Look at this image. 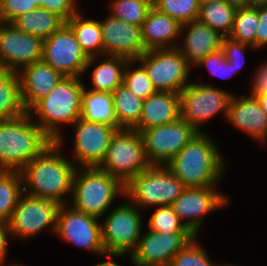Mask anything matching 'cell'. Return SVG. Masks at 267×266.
<instances>
[{
    "label": "cell",
    "mask_w": 267,
    "mask_h": 266,
    "mask_svg": "<svg viewBox=\"0 0 267 266\" xmlns=\"http://www.w3.org/2000/svg\"><path fill=\"white\" fill-rule=\"evenodd\" d=\"M66 21L51 11L38 8L16 18L12 24L23 33L42 40L60 29Z\"/></svg>",
    "instance_id": "26"
},
{
    "label": "cell",
    "mask_w": 267,
    "mask_h": 266,
    "mask_svg": "<svg viewBox=\"0 0 267 266\" xmlns=\"http://www.w3.org/2000/svg\"><path fill=\"white\" fill-rule=\"evenodd\" d=\"M140 235V213L131 202L117 206L101 224L102 243L108 257H120L130 250L134 251Z\"/></svg>",
    "instance_id": "11"
},
{
    "label": "cell",
    "mask_w": 267,
    "mask_h": 266,
    "mask_svg": "<svg viewBox=\"0 0 267 266\" xmlns=\"http://www.w3.org/2000/svg\"><path fill=\"white\" fill-rule=\"evenodd\" d=\"M194 237L192 233H160L149 230L131 252L136 266H169L173 257Z\"/></svg>",
    "instance_id": "16"
},
{
    "label": "cell",
    "mask_w": 267,
    "mask_h": 266,
    "mask_svg": "<svg viewBox=\"0 0 267 266\" xmlns=\"http://www.w3.org/2000/svg\"><path fill=\"white\" fill-rule=\"evenodd\" d=\"M232 7L236 9L252 7V0H226Z\"/></svg>",
    "instance_id": "46"
},
{
    "label": "cell",
    "mask_w": 267,
    "mask_h": 266,
    "mask_svg": "<svg viewBox=\"0 0 267 266\" xmlns=\"http://www.w3.org/2000/svg\"><path fill=\"white\" fill-rule=\"evenodd\" d=\"M236 128L244 130L257 140H265L267 136V114L262 109L256 96L231 97L227 117Z\"/></svg>",
    "instance_id": "21"
},
{
    "label": "cell",
    "mask_w": 267,
    "mask_h": 266,
    "mask_svg": "<svg viewBox=\"0 0 267 266\" xmlns=\"http://www.w3.org/2000/svg\"><path fill=\"white\" fill-rule=\"evenodd\" d=\"M185 189L167 166L150 165L125 185V196L142 206H171Z\"/></svg>",
    "instance_id": "7"
},
{
    "label": "cell",
    "mask_w": 267,
    "mask_h": 266,
    "mask_svg": "<svg viewBox=\"0 0 267 266\" xmlns=\"http://www.w3.org/2000/svg\"><path fill=\"white\" fill-rule=\"evenodd\" d=\"M149 166L141 134L134 129H119L112 136L99 168L126 185Z\"/></svg>",
    "instance_id": "6"
},
{
    "label": "cell",
    "mask_w": 267,
    "mask_h": 266,
    "mask_svg": "<svg viewBox=\"0 0 267 266\" xmlns=\"http://www.w3.org/2000/svg\"><path fill=\"white\" fill-rule=\"evenodd\" d=\"M38 8L33 0H0V22L12 23L19 16Z\"/></svg>",
    "instance_id": "39"
},
{
    "label": "cell",
    "mask_w": 267,
    "mask_h": 266,
    "mask_svg": "<svg viewBox=\"0 0 267 266\" xmlns=\"http://www.w3.org/2000/svg\"><path fill=\"white\" fill-rule=\"evenodd\" d=\"M112 7V17L141 27L153 7V0H115Z\"/></svg>",
    "instance_id": "34"
},
{
    "label": "cell",
    "mask_w": 267,
    "mask_h": 266,
    "mask_svg": "<svg viewBox=\"0 0 267 266\" xmlns=\"http://www.w3.org/2000/svg\"><path fill=\"white\" fill-rule=\"evenodd\" d=\"M153 7L177 20L181 25L198 19V0H153Z\"/></svg>",
    "instance_id": "35"
},
{
    "label": "cell",
    "mask_w": 267,
    "mask_h": 266,
    "mask_svg": "<svg viewBox=\"0 0 267 266\" xmlns=\"http://www.w3.org/2000/svg\"><path fill=\"white\" fill-rule=\"evenodd\" d=\"M181 118L197 132L201 122L212 118L219 111L227 117L232 95L210 85L189 83L180 93Z\"/></svg>",
    "instance_id": "12"
},
{
    "label": "cell",
    "mask_w": 267,
    "mask_h": 266,
    "mask_svg": "<svg viewBox=\"0 0 267 266\" xmlns=\"http://www.w3.org/2000/svg\"><path fill=\"white\" fill-rule=\"evenodd\" d=\"M258 21L255 48H260L267 44V4L258 5Z\"/></svg>",
    "instance_id": "43"
},
{
    "label": "cell",
    "mask_w": 267,
    "mask_h": 266,
    "mask_svg": "<svg viewBox=\"0 0 267 266\" xmlns=\"http://www.w3.org/2000/svg\"><path fill=\"white\" fill-rule=\"evenodd\" d=\"M141 28L144 46L147 51L178 47L170 42L181 33V24L156 8L152 7L150 9Z\"/></svg>",
    "instance_id": "24"
},
{
    "label": "cell",
    "mask_w": 267,
    "mask_h": 266,
    "mask_svg": "<svg viewBox=\"0 0 267 266\" xmlns=\"http://www.w3.org/2000/svg\"><path fill=\"white\" fill-rule=\"evenodd\" d=\"M75 0H44L40 8L56 13L66 22L77 13Z\"/></svg>",
    "instance_id": "42"
},
{
    "label": "cell",
    "mask_w": 267,
    "mask_h": 266,
    "mask_svg": "<svg viewBox=\"0 0 267 266\" xmlns=\"http://www.w3.org/2000/svg\"><path fill=\"white\" fill-rule=\"evenodd\" d=\"M26 112L21 98L19 74L0 69V121L22 116Z\"/></svg>",
    "instance_id": "27"
},
{
    "label": "cell",
    "mask_w": 267,
    "mask_h": 266,
    "mask_svg": "<svg viewBox=\"0 0 267 266\" xmlns=\"http://www.w3.org/2000/svg\"><path fill=\"white\" fill-rule=\"evenodd\" d=\"M97 219L73 207L66 210V204L60 205L55 234L70 243L104 255L106 251L101 238V225Z\"/></svg>",
    "instance_id": "15"
},
{
    "label": "cell",
    "mask_w": 267,
    "mask_h": 266,
    "mask_svg": "<svg viewBox=\"0 0 267 266\" xmlns=\"http://www.w3.org/2000/svg\"><path fill=\"white\" fill-rule=\"evenodd\" d=\"M64 77H77L83 74L95 57H88L82 50L76 35L65 23L60 29L43 40L42 59Z\"/></svg>",
    "instance_id": "8"
},
{
    "label": "cell",
    "mask_w": 267,
    "mask_h": 266,
    "mask_svg": "<svg viewBox=\"0 0 267 266\" xmlns=\"http://www.w3.org/2000/svg\"><path fill=\"white\" fill-rule=\"evenodd\" d=\"M197 133L181 117L172 123L142 130L140 134L148 163L166 166Z\"/></svg>",
    "instance_id": "10"
},
{
    "label": "cell",
    "mask_w": 267,
    "mask_h": 266,
    "mask_svg": "<svg viewBox=\"0 0 267 266\" xmlns=\"http://www.w3.org/2000/svg\"><path fill=\"white\" fill-rule=\"evenodd\" d=\"M59 145L54 142L40 156L34 158L21 170L22 181H26L32 190L30 196L51 198L60 205L63 195L72 193L73 178L76 169L59 152Z\"/></svg>",
    "instance_id": "3"
},
{
    "label": "cell",
    "mask_w": 267,
    "mask_h": 266,
    "mask_svg": "<svg viewBox=\"0 0 267 266\" xmlns=\"http://www.w3.org/2000/svg\"><path fill=\"white\" fill-rule=\"evenodd\" d=\"M187 25L190 27L185 36L184 47L178 46L177 49L190 65H196L207 55L221 49L224 36L220 32L198 20L182 24L181 30Z\"/></svg>",
    "instance_id": "23"
},
{
    "label": "cell",
    "mask_w": 267,
    "mask_h": 266,
    "mask_svg": "<svg viewBox=\"0 0 267 266\" xmlns=\"http://www.w3.org/2000/svg\"><path fill=\"white\" fill-rule=\"evenodd\" d=\"M259 68L256 76H254L253 90H251L253 96L267 92V63Z\"/></svg>",
    "instance_id": "44"
},
{
    "label": "cell",
    "mask_w": 267,
    "mask_h": 266,
    "mask_svg": "<svg viewBox=\"0 0 267 266\" xmlns=\"http://www.w3.org/2000/svg\"><path fill=\"white\" fill-rule=\"evenodd\" d=\"M111 94L119 129H134L139 123L144 100L133 94L124 84Z\"/></svg>",
    "instance_id": "28"
},
{
    "label": "cell",
    "mask_w": 267,
    "mask_h": 266,
    "mask_svg": "<svg viewBox=\"0 0 267 266\" xmlns=\"http://www.w3.org/2000/svg\"><path fill=\"white\" fill-rule=\"evenodd\" d=\"M135 62L144 66L156 91L180 93L189 84L191 66L177 48L148 50Z\"/></svg>",
    "instance_id": "9"
},
{
    "label": "cell",
    "mask_w": 267,
    "mask_h": 266,
    "mask_svg": "<svg viewBox=\"0 0 267 266\" xmlns=\"http://www.w3.org/2000/svg\"><path fill=\"white\" fill-rule=\"evenodd\" d=\"M258 5L236 10L233 26L228 37L251 45L255 48V36L258 28Z\"/></svg>",
    "instance_id": "33"
},
{
    "label": "cell",
    "mask_w": 267,
    "mask_h": 266,
    "mask_svg": "<svg viewBox=\"0 0 267 266\" xmlns=\"http://www.w3.org/2000/svg\"><path fill=\"white\" fill-rule=\"evenodd\" d=\"M102 54L137 60L146 48L142 38V28L124 22L111 15L101 21Z\"/></svg>",
    "instance_id": "18"
},
{
    "label": "cell",
    "mask_w": 267,
    "mask_h": 266,
    "mask_svg": "<svg viewBox=\"0 0 267 266\" xmlns=\"http://www.w3.org/2000/svg\"><path fill=\"white\" fill-rule=\"evenodd\" d=\"M31 113L0 121V168L20 171L54 141L32 122Z\"/></svg>",
    "instance_id": "1"
},
{
    "label": "cell",
    "mask_w": 267,
    "mask_h": 266,
    "mask_svg": "<svg viewBox=\"0 0 267 266\" xmlns=\"http://www.w3.org/2000/svg\"><path fill=\"white\" fill-rule=\"evenodd\" d=\"M253 6L267 4V0H252Z\"/></svg>",
    "instance_id": "49"
},
{
    "label": "cell",
    "mask_w": 267,
    "mask_h": 266,
    "mask_svg": "<svg viewBox=\"0 0 267 266\" xmlns=\"http://www.w3.org/2000/svg\"><path fill=\"white\" fill-rule=\"evenodd\" d=\"M180 117L179 93L156 91L143 101L142 114L134 130L140 133L145 129L172 123Z\"/></svg>",
    "instance_id": "22"
},
{
    "label": "cell",
    "mask_w": 267,
    "mask_h": 266,
    "mask_svg": "<svg viewBox=\"0 0 267 266\" xmlns=\"http://www.w3.org/2000/svg\"><path fill=\"white\" fill-rule=\"evenodd\" d=\"M20 171H2L0 173V220L8 222L12 216L22 193L27 192L26 186L21 188Z\"/></svg>",
    "instance_id": "32"
},
{
    "label": "cell",
    "mask_w": 267,
    "mask_h": 266,
    "mask_svg": "<svg viewBox=\"0 0 267 266\" xmlns=\"http://www.w3.org/2000/svg\"><path fill=\"white\" fill-rule=\"evenodd\" d=\"M197 65H205L211 73L221 78H230L236 73L232 68V64L226 60L225 53L222 49L207 55Z\"/></svg>",
    "instance_id": "40"
},
{
    "label": "cell",
    "mask_w": 267,
    "mask_h": 266,
    "mask_svg": "<svg viewBox=\"0 0 267 266\" xmlns=\"http://www.w3.org/2000/svg\"><path fill=\"white\" fill-rule=\"evenodd\" d=\"M80 13L73 15L66 23L70 26L85 54L97 57L102 53V28L100 21L83 18Z\"/></svg>",
    "instance_id": "30"
},
{
    "label": "cell",
    "mask_w": 267,
    "mask_h": 266,
    "mask_svg": "<svg viewBox=\"0 0 267 266\" xmlns=\"http://www.w3.org/2000/svg\"><path fill=\"white\" fill-rule=\"evenodd\" d=\"M80 118H84L90 122L114 126L119 130L111 93L87 91L84 88L82 92Z\"/></svg>",
    "instance_id": "25"
},
{
    "label": "cell",
    "mask_w": 267,
    "mask_h": 266,
    "mask_svg": "<svg viewBox=\"0 0 267 266\" xmlns=\"http://www.w3.org/2000/svg\"><path fill=\"white\" fill-rule=\"evenodd\" d=\"M9 232L8 223L0 220V264L5 261L7 252V235Z\"/></svg>",
    "instance_id": "45"
},
{
    "label": "cell",
    "mask_w": 267,
    "mask_h": 266,
    "mask_svg": "<svg viewBox=\"0 0 267 266\" xmlns=\"http://www.w3.org/2000/svg\"><path fill=\"white\" fill-rule=\"evenodd\" d=\"M21 195L18 204L7 222L9 234L29 237L47 226L56 231L57 213L60 204L51 198H40L26 194Z\"/></svg>",
    "instance_id": "13"
},
{
    "label": "cell",
    "mask_w": 267,
    "mask_h": 266,
    "mask_svg": "<svg viewBox=\"0 0 267 266\" xmlns=\"http://www.w3.org/2000/svg\"><path fill=\"white\" fill-rule=\"evenodd\" d=\"M96 266H119V265L117 263L109 260V261H106V262L99 263Z\"/></svg>",
    "instance_id": "48"
},
{
    "label": "cell",
    "mask_w": 267,
    "mask_h": 266,
    "mask_svg": "<svg viewBox=\"0 0 267 266\" xmlns=\"http://www.w3.org/2000/svg\"><path fill=\"white\" fill-rule=\"evenodd\" d=\"M123 84L136 96L145 100L156 92L148 77V73L141 64L138 69L131 70L128 68L123 73Z\"/></svg>",
    "instance_id": "38"
},
{
    "label": "cell",
    "mask_w": 267,
    "mask_h": 266,
    "mask_svg": "<svg viewBox=\"0 0 267 266\" xmlns=\"http://www.w3.org/2000/svg\"><path fill=\"white\" fill-rule=\"evenodd\" d=\"M43 40L17 29L12 23L0 22V69L18 73L22 68L41 61Z\"/></svg>",
    "instance_id": "14"
},
{
    "label": "cell",
    "mask_w": 267,
    "mask_h": 266,
    "mask_svg": "<svg viewBox=\"0 0 267 266\" xmlns=\"http://www.w3.org/2000/svg\"><path fill=\"white\" fill-rule=\"evenodd\" d=\"M214 187L186 188L171 204L180 221L184 218L190 219L184 222V225L194 236H197L202 218L211 210H216L228 202V198L215 191Z\"/></svg>",
    "instance_id": "19"
},
{
    "label": "cell",
    "mask_w": 267,
    "mask_h": 266,
    "mask_svg": "<svg viewBox=\"0 0 267 266\" xmlns=\"http://www.w3.org/2000/svg\"><path fill=\"white\" fill-rule=\"evenodd\" d=\"M213 1H219V0H198L200 5L203 3H208V2H213Z\"/></svg>",
    "instance_id": "50"
},
{
    "label": "cell",
    "mask_w": 267,
    "mask_h": 266,
    "mask_svg": "<svg viewBox=\"0 0 267 266\" xmlns=\"http://www.w3.org/2000/svg\"><path fill=\"white\" fill-rule=\"evenodd\" d=\"M194 236L171 260L169 266H216L210 262L205 250Z\"/></svg>",
    "instance_id": "37"
},
{
    "label": "cell",
    "mask_w": 267,
    "mask_h": 266,
    "mask_svg": "<svg viewBox=\"0 0 267 266\" xmlns=\"http://www.w3.org/2000/svg\"><path fill=\"white\" fill-rule=\"evenodd\" d=\"M247 46L252 47L251 45L233 40L230 37L223 38L221 49L225 53L226 60L232 64L234 72H237L241 68L243 62L241 58L243 55V51Z\"/></svg>",
    "instance_id": "41"
},
{
    "label": "cell",
    "mask_w": 267,
    "mask_h": 266,
    "mask_svg": "<svg viewBox=\"0 0 267 266\" xmlns=\"http://www.w3.org/2000/svg\"><path fill=\"white\" fill-rule=\"evenodd\" d=\"M255 96L258 99V102L261 105L262 109L267 114V92L266 93H263V94H257Z\"/></svg>",
    "instance_id": "47"
},
{
    "label": "cell",
    "mask_w": 267,
    "mask_h": 266,
    "mask_svg": "<svg viewBox=\"0 0 267 266\" xmlns=\"http://www.w3.org/2000/svg\"><path fill=\"white\" fill-rule=\"evenodd\" d=\"M21 71L22 75L18 71L21 98L27 112L49 94L64 77L42 60L22 68Z\"/></svg>",
    "instance_id": "20"
},
{
    "label": "cell",
    "mask_w": 267,
    "mask_h": 266,
    "mask_svg": "<svg viewBox=\"0 0 267 266\" xmlns=\"http://www.w3.org/2000/svg\"><path fill=\"white\" fill-rule=\"evenodd\" d=\"M103 62L95 67L92 72V91L112 93L118 86L123 84V73L129 63L135 60H128L119 56H107Z\"/></svg>",
    "instance_id": "29"
},
{
    "label": "cell",
    "mask_w": 267,
    "mask_h": 266,
    "mask_svg": "<svg viewBox=\"0 0 267 266\" xmlns=\"http://www.w3.org/2000/svg\"><path fill=\"white\" fill-rule=\"evenodd\" d=\"M236 8L226 0L213 1L200 5L198 21L228 37L234 22Z\"/></svg>",
    "instance_id": "31"
},
{
    "label": "cell",
    "mask_w": 267,
    "mask_h": 266,
    "mask_svg": "<svg viewBox=\"0 0 267 266\" xmlns=\"http://www.w3.org/2000/svg\"><path fill=\"white\" fill-rule=\"evenodd\" d=\"M166 166L186 188L214 186L224 171L217 146L202 132H198Z\"/></svg>",
    "instance_id": "2"
},
{
    "label": "cell",
    "mask_w": 267,
    "mask_h": 266,
    "mask_svg": "<svg viewBox=\"0 0 267 266\" xmlns=\"http://www.w3.org/2000/svg\"><path fill=\"white\" fill-rule=\"evenodd\" d=\"M74 124L75 158L83 167H99L105 156L112 136L118 130L114 126L79 118Z\"/></svg>",
    "instance_id": "17"
},
{
    "label": "cell",
    "mask_w": 267,
    "mask_h": 266,
    "mask_svg": "<svg viewBox=\"0 0 267 266\" xmlns=\"http://www.w3.org/2000/svg\"><path fill=\"white\" fill-rule=\"evenodd\" d=\"M44 0H33V3H36L39 7L42 5Z\"/></svg>",
    "instance_id": "51"
},
{
    "label": "cell",
    "mask_w": 267,
    "mask_h": 266,
    "mask_svg": "<svg viewBox=\"0 0 267 266\" xmlns=\"http://www.w3.org/2000/svg\"><path fill=\"white\" fill-rule=\"evenodd\" d=\"M84 173L77 175L72 185V204L77 211L99 218L107 211L115 196L125 195V185L99 167H84Z\"/></svg>",
    "instance_id": "5"
},
{
    "label": "cell",
    "mask_w": 267,
    "mask_h": 266,
    "mask_svg": "<svg viewBox=\"0 0 267 266\" xmlns=\"http://www.w3.org/2000/svg\"><path fill=\"white\" fill-rule=\"evenodd\" d=\"M84 85L77 77H63L57 86L39 100L29 111L36 112L42 130L59 146L62 137L57 126L74 124L81 115V101Z\"/></svg>",
    "instance_id": "4"
},
{
    "label": "cell",
    "mask_w": 267,
    "mask_h": 266,
    "mask_svg": "<svg viewBox=\"0 0 267 266\" xmlns=\"http://www.w3.org/2000/svg\"><path fill=\"white\" fill-rule=\"evenodd\" d=\"M149 230L160 233H191L173 211L171 206H160L150 216Z\"/></svg>",
    "instance_id": "36"
}]
</instances>
